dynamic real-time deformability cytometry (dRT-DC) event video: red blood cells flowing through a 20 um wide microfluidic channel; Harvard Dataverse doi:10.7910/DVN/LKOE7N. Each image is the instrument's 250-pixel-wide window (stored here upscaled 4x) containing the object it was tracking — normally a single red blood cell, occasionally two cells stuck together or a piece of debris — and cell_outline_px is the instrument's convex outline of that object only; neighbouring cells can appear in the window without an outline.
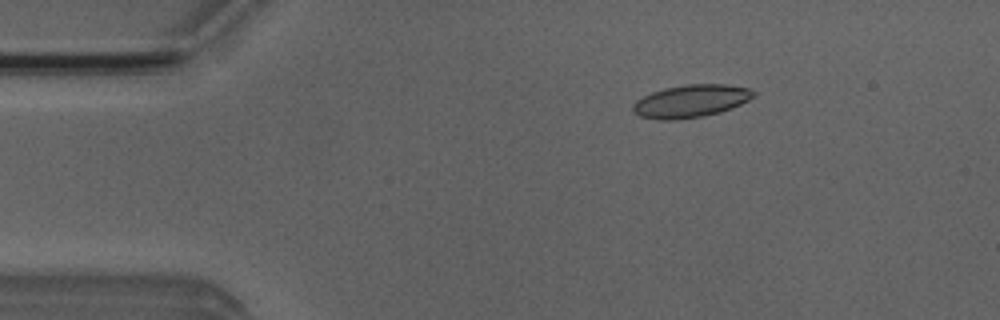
{"species": "Egyptian fruit bat (a non-hibernating species)", "species_latin": "Rousettus aegyptiacus", "temperature_condition": "room temperature", "stored_images_in_passage": 4, "camera_frame_rate_fps": 3000, "um_per_image_px": 0.085, "animal": {"sex": "male"}, "frame": {"image": 1, "passage_image": 1, "time_ms": 0.0, "image_size_px": [1000, 320], "cell_outline_px": [[756, 96], [732, 108], [720, 112], [704, 116], [676, 120], [656, 120], [640, 116], [632, 112], [632, 104], [636, 100], [652, 92], [664, 88], [688, 84], [724, 84], [748, 88], [756, 92]], "centroid_in_image_um": [58.7, 8.6], "position_along_channel_um": 26.3, "area_um2": 23.12}}